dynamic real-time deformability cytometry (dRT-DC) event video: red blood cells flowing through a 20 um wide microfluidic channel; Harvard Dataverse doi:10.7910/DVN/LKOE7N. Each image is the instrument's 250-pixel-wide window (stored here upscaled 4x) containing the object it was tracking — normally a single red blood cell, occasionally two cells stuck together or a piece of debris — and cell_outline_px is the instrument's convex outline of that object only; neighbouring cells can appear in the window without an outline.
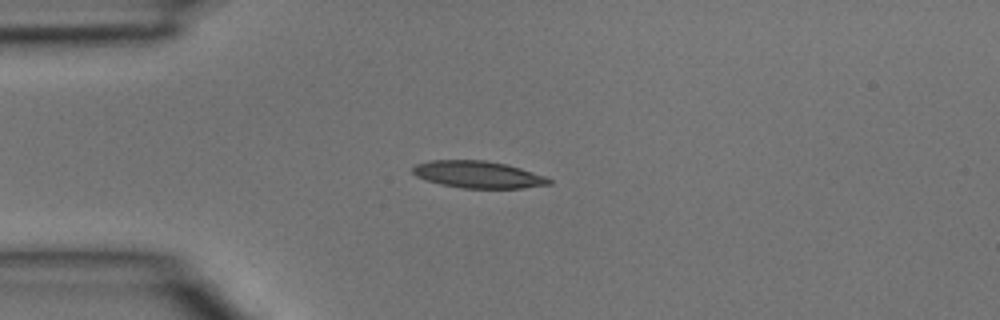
{"species": "common noctule bat (a hibernating species)", "species_latin": "Nyctalus noctula", "temperature_condition": "room temperature", "stored_images_in_passage": 3, "camera_frame_rate_fps": 3000, "um_per_image_px": 0.085, "animal": {"sex": "male", "body_mass_g": 15.6}, "frame": {"image": 1, "passage_image": 2, "time_ms": 0.333, "image_size_px": [1000, 320], "cell_outline_px": [[552, 184], [520, 188], [460, 188], [440, 184], [416, 176], [412, 172], [412, 168], [416, 164], [428, 160], [484, 160], [504, 164], [520, 168], [544, 176], [552, 180]], "centroid_in_image_um": [40.61, 14.83], "position_along_channel_um": 44.4, "area_um2": 21.33}}